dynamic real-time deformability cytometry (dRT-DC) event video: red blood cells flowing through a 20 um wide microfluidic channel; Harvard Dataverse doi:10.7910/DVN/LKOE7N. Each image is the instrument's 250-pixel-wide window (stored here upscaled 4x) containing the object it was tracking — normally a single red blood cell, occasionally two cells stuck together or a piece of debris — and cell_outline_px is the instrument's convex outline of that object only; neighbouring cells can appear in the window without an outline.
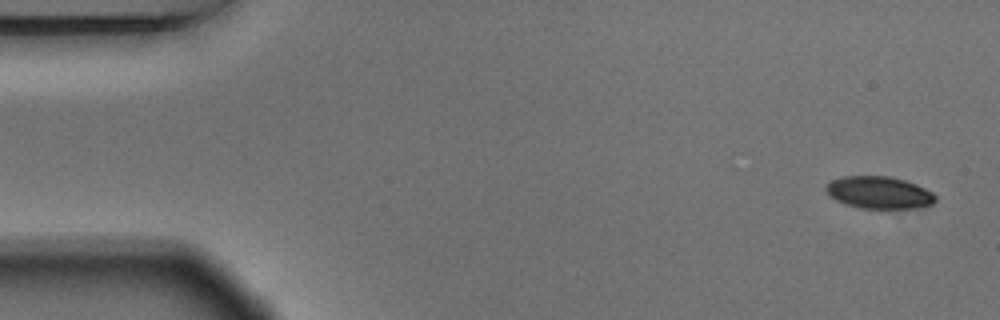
{"species": "Egyptian fruit bat (a non-hibernating species)", "species_latin": "Rousettus aegyptiacus", "temperature_condition": "warm", "stored_images_in_passage": 4, "camera_frame_rate_fps": 3000, "um_per_image_px": 0.085, "animal": {"sex": "male"}, "frame": {"image": 1, "passage_image": 1, "time_ms": 0.0, "image_size_px": [1000, 320], "cell_outline_px": [[936, 200], [932, 204], [908, 208], [860, 208], [836, 200], [824, 188], [832, 180], [844, 176], [892, 176], [916, 184], [932, 192], [936, 196]], "centroid_in_image_um": [74.73, 16.35], "position_along_channel_um": 10.3, "area_um2": 20.23}}
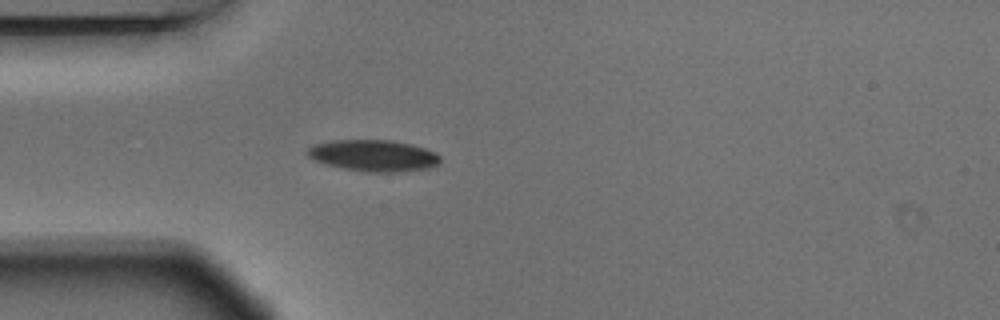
{"frame": {"image": 2, "passage_image": 4, "time_ms": 1.0, "image_size_px": [1000, 320], "cell_outline_px": [[440, 164], [428, 168], [400, 172], [364, 172], [324, 164], [312, 160], [308, 156], [308, 148], [312, 144], [332, 140], [392, 140], [412, 144], [436, 152], [440, 156]], "centroid_in_image_um": [31.75, 13.22], "position_along_channel_um": 53.3, "area_um2": 24.62}}